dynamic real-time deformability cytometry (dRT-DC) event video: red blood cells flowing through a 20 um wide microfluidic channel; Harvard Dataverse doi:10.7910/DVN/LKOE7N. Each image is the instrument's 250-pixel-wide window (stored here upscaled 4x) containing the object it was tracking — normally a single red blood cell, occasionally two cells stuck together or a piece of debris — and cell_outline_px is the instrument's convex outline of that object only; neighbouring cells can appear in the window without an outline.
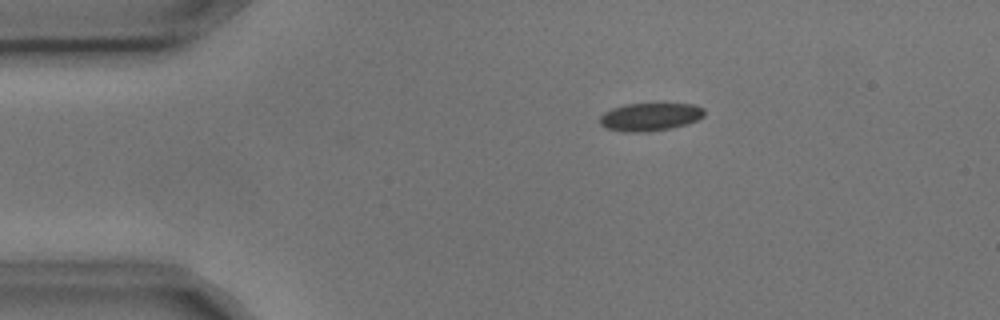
{"species": "common noctule bat (a hibernating species)", "species_latin": "Nyctalus noctula", "temperature_condition": "cold", "stored_images_in_passage": 2, "camera_frame_rate_fps": 3000, "um_per_image_px": 0.085, "animal": {"sex": "male", "body_mass_g": 17.9, "forearm_length_mm": 54.2}, "frame": {"image": 1, "passage_image": 1, "time_ms": 0.0, "image_size_px": [1000, 320], "cell_outline_px": [[704, 116], [696, 120], [672, 128], [648, 132], [624, 132], [604, 128], [600, 124], [600, 116], [604, 112], [612, 108], [624, 104], [696, 104], [704, 108]], "centroid_in_image_um": [55.23, 9.94], "position_along_channel_um": 29.8, "area_um2": 17.11}}